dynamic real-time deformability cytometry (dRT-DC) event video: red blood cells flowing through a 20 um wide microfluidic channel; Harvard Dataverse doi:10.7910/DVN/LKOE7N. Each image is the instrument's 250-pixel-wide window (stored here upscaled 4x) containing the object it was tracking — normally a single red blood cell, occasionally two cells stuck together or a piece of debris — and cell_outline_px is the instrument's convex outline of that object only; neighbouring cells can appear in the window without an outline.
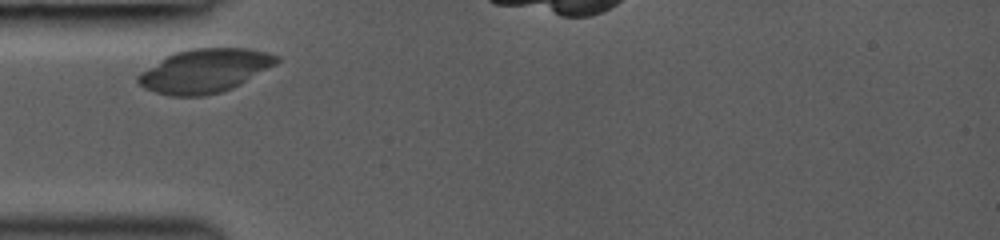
{"species": "common noctule bat (a hibernating species)", "species_latin": "Nyctalus noctula", "temperature_condition": "room temperature", "stored_images_in_passage": 3, "camera_frame_rate_fps": 3000, "um_per_image_px": 0.085, "animal": {"sex": "female", "body_mass_g": 19.0, "forearm_length_mm": 53.3}, "frame": {"image": 1, "passage_image": 1, "time_ms": 0.0, "image_size_px": [1000, 240], "cell_outline_px": [[280, 60], [276, 64], [240, 84], [232, 88], [220, 92], [204, 96], [172, 96], [156, 92], [144, 88], [136, 80], [136, 76], [140, 72], [160, 60], [176, 52], [188, 48], [248, 48], [268, 52], [280, 56]], "centroid_in_image_um": [17.41, 6.01], "position_along_channel_um": 67.6, "area_um2": 35.2}}